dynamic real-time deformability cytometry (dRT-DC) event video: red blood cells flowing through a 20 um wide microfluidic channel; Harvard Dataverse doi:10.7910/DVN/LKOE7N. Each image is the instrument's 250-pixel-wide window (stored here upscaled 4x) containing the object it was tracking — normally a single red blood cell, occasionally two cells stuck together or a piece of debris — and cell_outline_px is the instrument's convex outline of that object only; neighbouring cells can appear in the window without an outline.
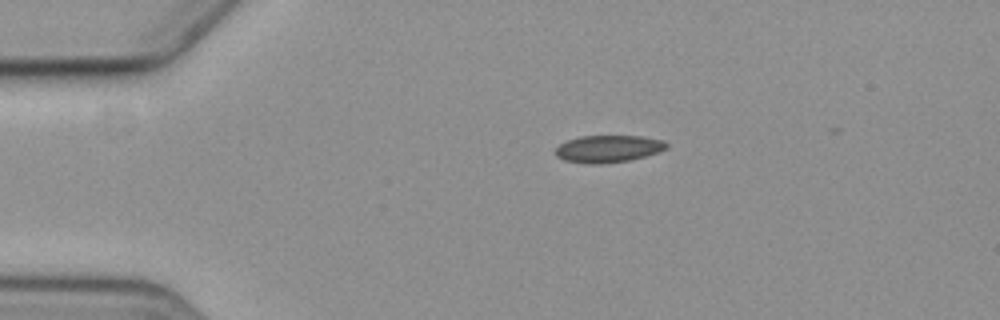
{"species": "common noctule bat (a hibernating species)", "species_latin": "Nyctalus noctula", "temperature_condition": "cold", "stored_images_in_passage": 4, "camera_frame_rate_fps": 3000, "um_per_image_px": 0.085, "animal": {"sex": "female", "body_mass_g": 19.3, "forearm_length_mm": 54.1}, "frame": {"image": 1, "passage_image": 1, "time_ms": 0.0, "image_size_px": [1000, 320], "cell_outline_px": [[668, 144], [664, 148], [656, 152], [644, 156], [628, 160], [600, 164], [588, 164], [564, 160], [556, 156], [556, 148], [560, 144], [568, 140], [580, 136], [640, 136], [664, 140]], "centroid_in_image_um": [51.66, 12.64], "position_along_channel_um": 33.3, "area_um2": 17.34}}
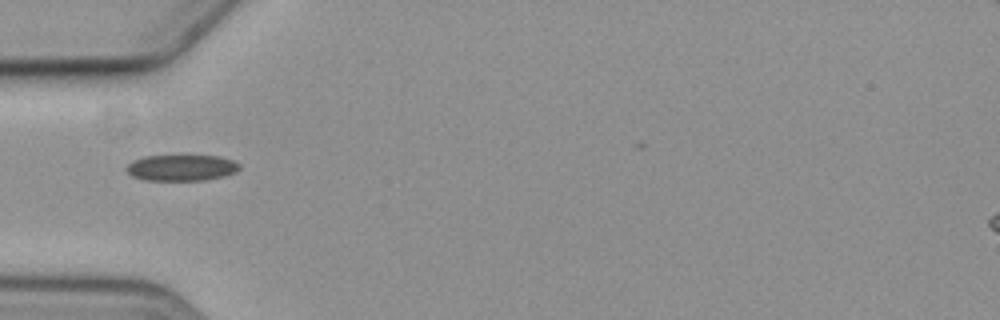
{"frame": {"image": 2, "passage_image": 3, "time_ms": 2.333, "image_size_px": [1000, 320], "cell_outline_px": [[240, 168], [236, 172], [224, 176], [204, 180], [144, 180], [132, 176], [124, 168], [132, 160], [144, 156], [220, 156], [232, 160], [240, 164]], "centroid_in_image_um": [15.41, 14.26], "position_along_channel_um": 69.6, "area_um2": 17.22}}
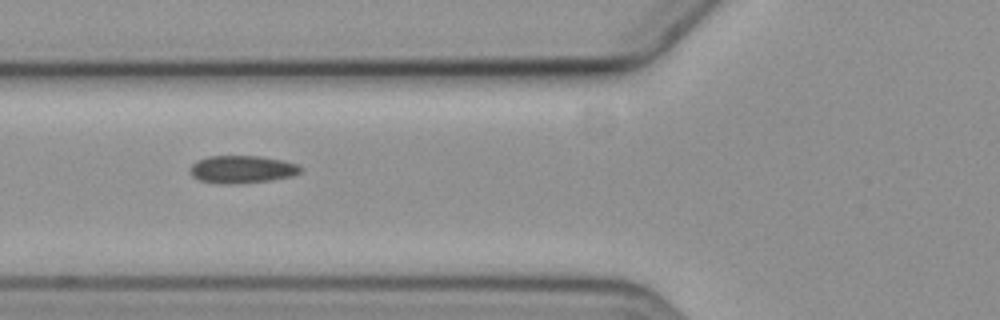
{"frame": {"image": 3, "passage_image": 4, "time_ms": 3.333, "image_size_px": [1000, 320], "cell_outline_px": [[304, 168], [300, 172], [292, 176], [272, 180], [236, 184], [220, 184], [200, 180], [192, 176], [188, 168], [196, 160], [208, 156], [260, 156], [284, 160], [300, 164]], "centroid_in_image_um": [20.59, 14.39], "position_along_channel_um": 105.2, "area_um2": 18.15}}